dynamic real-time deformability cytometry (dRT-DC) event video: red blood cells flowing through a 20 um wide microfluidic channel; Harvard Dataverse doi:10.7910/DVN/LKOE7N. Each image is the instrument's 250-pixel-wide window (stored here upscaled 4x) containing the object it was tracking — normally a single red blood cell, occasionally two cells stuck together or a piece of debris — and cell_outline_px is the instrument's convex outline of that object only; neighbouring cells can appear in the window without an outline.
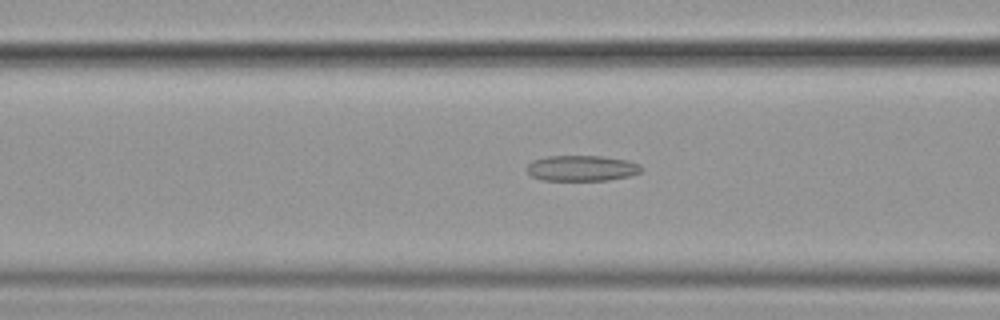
{"species": "common noctule bat (a hibernating species)", "species_latin": "Nyctalus noctula", "temperature_condition": "cold", "stored_images_in_passage": 56, "camera_frame_rate_fps": 3000, "um_per_image_px": 0.085, "animal": {"sex": "female", "body_mass_g": 19.9}, "frame": {"image": 1, "passage_image": 23, "time_ms": 7.333, "image_size_px": [1000, 320], "cell_outline_px": [[644, 168], [640, 172], [628, 176], [608, 180], [540, 180], [532, 176], [528, 172], [528, 164], [532, 160], [548, 156], [600, 156], [628, 160], [640, 164]], "centroid_in_image_um": [49.46, 14.29], "position_along_channel_um": 117.1, "area_um2": 17.11}}
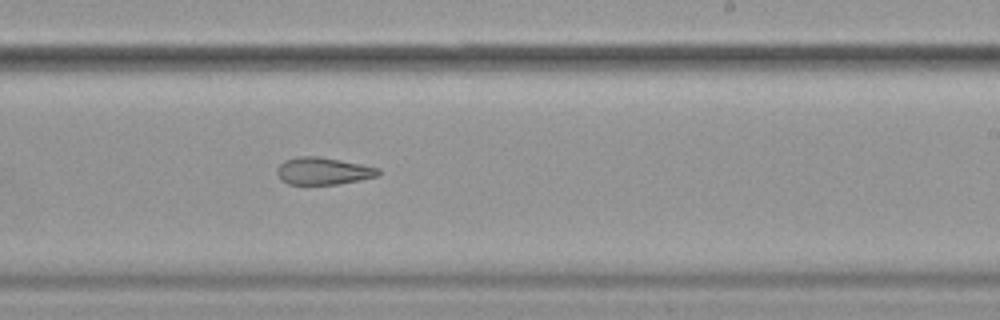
{"frame": {"image": 2, "passage_image": 35, "time_ms": 11.333, "image_size_px": [1000, 320], "cell_outline_px": [[380, 172], [376, 176], [360, 180], [336, 184], [288, 184], [280, 180], [276, 172], [276, 168], [284, 160], [300, 156], [320, 156], [380, 168]], "centroid_in_image_um": [27.42, 14.53], "position_along_channel_um": 261.6, "area_um2": 16.07}}
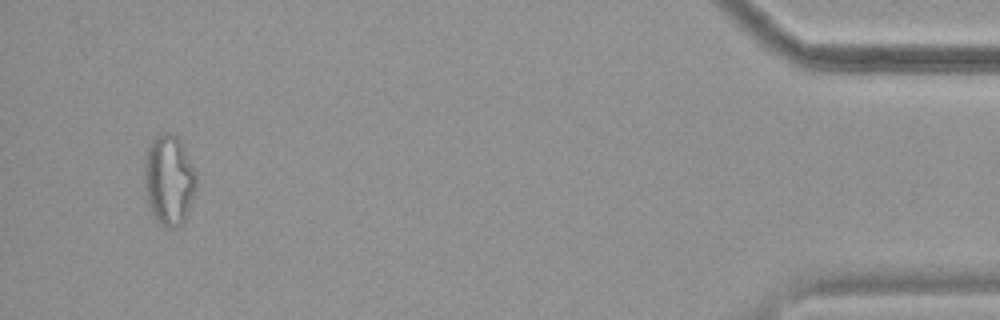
{"frame": {"image": 3, "passage_image": 54, "time_ms": 17.667, "image_size_px": [1000, 320], "cell_outline_px": [[196, 188], [184, 220], [176, 228], [168, 228], [160, 224], [156, 220], [148, 204], [144, 184], [144, 160], [148, 144], [156, 136], [164, 132], [172, 132], [180, 140], [196, 172]], "centroid_in_image_um": [14.34, 15.27], "position_along_channel_um": 420.9, "area_um2": 27.4}, "authors_computed_cell_mechanics": {"area_um2": 19.9988, "velocity_mm_per_s": 3.6191, "shape_relaxation_time_tau1_ms": null, "shape_relaxation_time_tau2_ms": 4.5101, "deformation_change_tau1": null, "deformation_change_tau2": 0.1457}}